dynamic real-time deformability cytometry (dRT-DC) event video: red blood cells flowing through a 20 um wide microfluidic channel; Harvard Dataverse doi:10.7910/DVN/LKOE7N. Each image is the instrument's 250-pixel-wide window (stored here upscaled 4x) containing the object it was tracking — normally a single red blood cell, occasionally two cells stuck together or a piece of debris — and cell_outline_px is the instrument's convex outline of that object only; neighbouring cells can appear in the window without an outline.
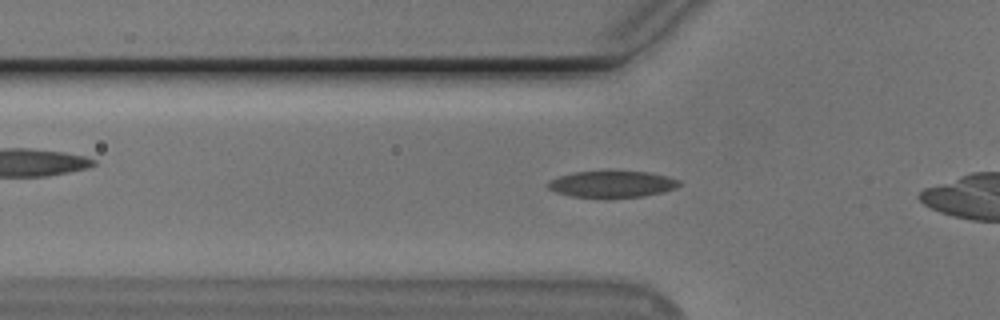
{"species": "Egyptian fruit bat (a non-hibernating species)", "species_latin": "Rousettus aegyptiacus", "temperature_condition": "cold", "stored_images_in_passage": 18, "camera_frame_rate_fps": 3000, "um_per_image_px": 0.085, "animal": {"sex": "male"}, "frame": {"image": 1, "passage_image": 2, "time_ms": 0.333, "image_size_px": [1000, 320], "cell_outline_px": [[680, 184], [676, 188], [644, 196], [608, 200], [572, 196], [556, 192], [548, 188], [544, 184], [548, 180], [572, 172], [608, 168], [648, 172], [668, 176], [680, 180]], "centroid_in_image_um": [51.97, 15.63], "position_along_channel_um": 73.8, "area_um2": 21.85}}
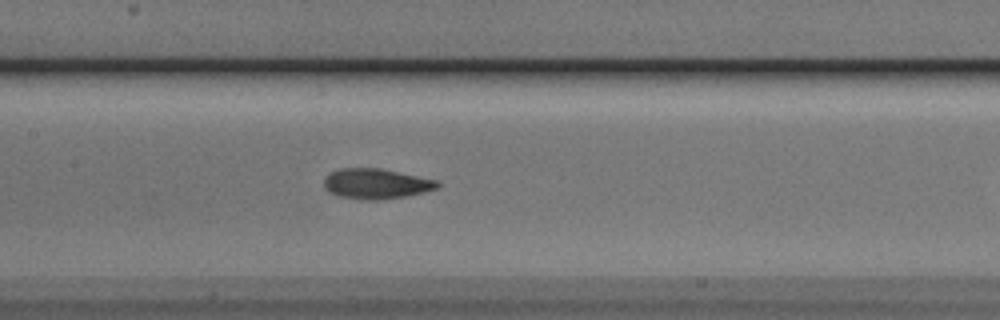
{"frame": {"image": 2, "passage_image": 10, "time_ms": 3.0, "image_size_px": [1000, 320], "cell_outline_px": [[440, 188], [408, 196], [380, 200], [360, 200], [340, 196], [328, 192], [324, 188], [324, 180], [332, 172], [340, 168], [380, 168], [440, 180]], "centroid_in_image_um": [32.03, 15.63], "position_along_channel_um": 175.4, "area_um2": 20.29}}
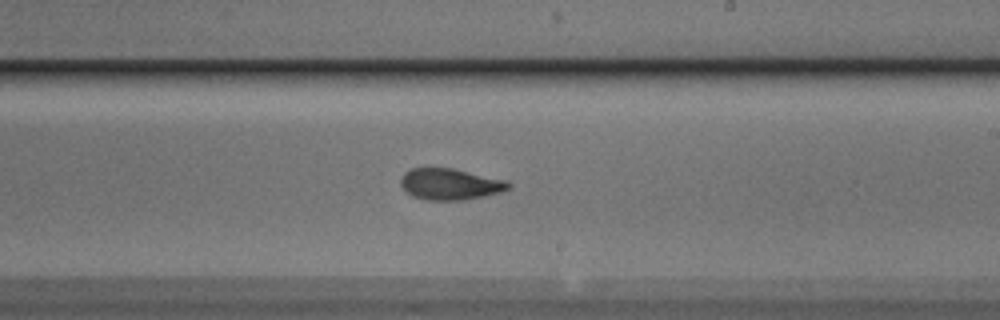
{"frame": {"image": 3, "passage_image": 16, "time_ms": 5.0, "image_size_px": [1000, 320], "cell_outline_px": [[512, 188], [500, 192], [484, 196], [464, 200], [424, 200], [412, 196], [400, 184], [400, 176], [404, 172], [412, 168], [452, 168], [508, 180], [512, 184]], "centroid_in_image_um": [38.28, 15.65], "position_along_channel_um": 250.7, "area_um2": 19.88}}